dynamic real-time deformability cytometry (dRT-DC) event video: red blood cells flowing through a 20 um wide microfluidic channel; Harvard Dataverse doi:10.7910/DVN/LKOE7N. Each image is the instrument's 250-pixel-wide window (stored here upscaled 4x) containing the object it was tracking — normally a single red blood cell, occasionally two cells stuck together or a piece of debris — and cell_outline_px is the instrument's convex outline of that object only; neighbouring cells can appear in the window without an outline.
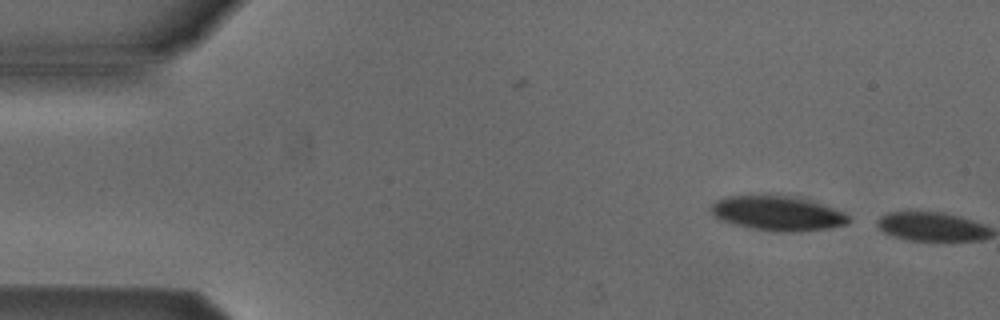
{"species": "Egyptian fruit bat (a non-hibernating species)", "species_latin": "Rousettus aegyptiacus", "temperature_condition": "cold", "stored_images_in_passage": 2, "camera_frame_rate_fps": 3000, "um_per_image_px": 0.085, "animal": {"sex": "male"}, "frame": {"image": 1, "passage_image": 1, "time_ms": 0.0, "image_size_px": [1000, 320], "cell_outline_px": [[852, 220], [848, 224], [832, 228], [784, 232], [752, 228], [720, 220], [712, 216], [708, 208], [716, 200], [724, 196], [792, 196], [820, 204], [832, 208], [848, 216]], "centroid_in_image_um": [66.04, 18.14], "position_along_channel_um": 19.0, "area_um2": 27.34}}